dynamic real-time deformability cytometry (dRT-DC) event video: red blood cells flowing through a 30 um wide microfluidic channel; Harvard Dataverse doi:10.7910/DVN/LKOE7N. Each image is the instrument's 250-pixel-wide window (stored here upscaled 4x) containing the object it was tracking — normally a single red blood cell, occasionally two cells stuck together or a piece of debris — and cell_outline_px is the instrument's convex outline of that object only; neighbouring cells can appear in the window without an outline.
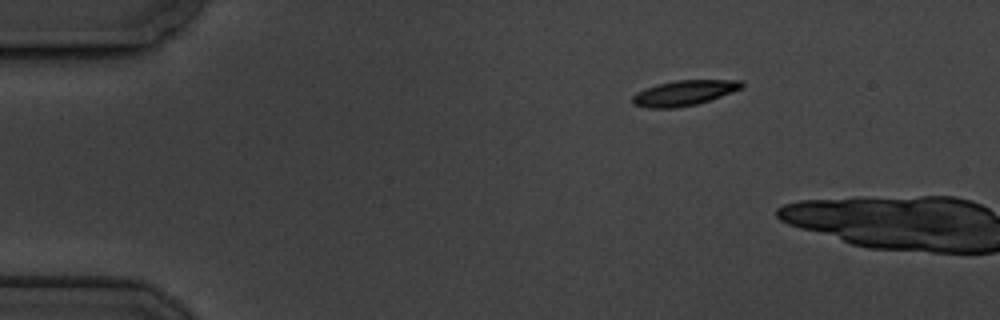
{"species": "common noctule bat (a hibernating species)", "species_latin": "Nyctalus noctula", "temperature_condition": "cold", "stored_images_in_passage": 2, "camera_frame_rate_fps": 3000, "um_per_image_px": 0.085, "animal": {"sex": "male", "body_mass_g": 19.5, "forearm_length_mm": 54.6}, "frame": {"image": 1, "passage_image": 1, "time_ms": 0.0, "image_size_px": [1000, 320], "cell_outline_px": [[744, 84], [740, 88], [720, 96], [696, 104], [672, 108], [648, 108], [632, 104], [632, 96], [636, 92], [656, 84], [676, 80], [740, 80]], "centroid_in_image_um": [58.07, 7.89], "position_along_channel_um": 26.9, "area_um2": 15.84}}